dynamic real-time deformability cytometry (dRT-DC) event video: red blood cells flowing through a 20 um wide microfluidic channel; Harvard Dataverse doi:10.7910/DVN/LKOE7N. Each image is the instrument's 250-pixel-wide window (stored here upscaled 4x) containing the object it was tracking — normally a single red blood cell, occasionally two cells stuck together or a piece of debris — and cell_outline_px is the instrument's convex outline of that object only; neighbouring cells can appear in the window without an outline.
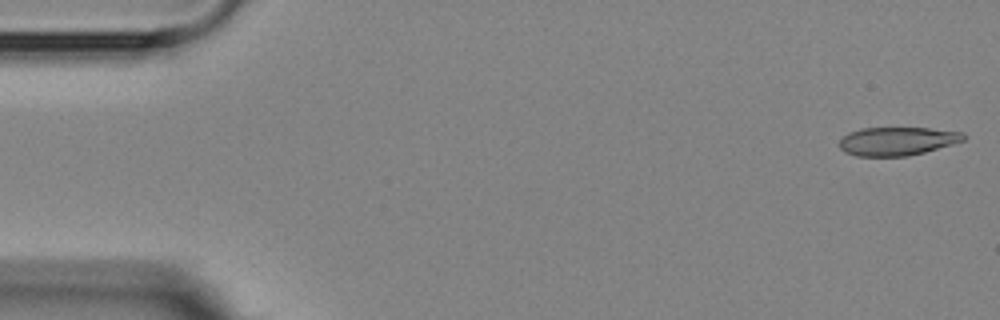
{"species": "Egyptian fruit bat (a non-hibernating species)", "species_latin": "Rousettus aegyptiacus", "temperature_condition": "room temperature", "stored_images_in_passage": 5, "camera_frame_rate_fps": 3000, "um_per_image_px": 0.085, "animal": {"sex": "female"}, "frame": {"image": 1, "passage_image": 1, "time_ms": 0.0, "image_size_px": [1000, 320], "cell_outline_px": [[968, 136], [964, 140], [952, 144], [924, 152], [908, 156], [856, 156], [844, 152], [840, 148], [840, 140], [848, 132], [860, 128], [928, 128], [964, 132]], "centroid_in_image_um": [76.27, 11.99], "position_along_channel_um": 8.7, "area_um2": 20.63}}
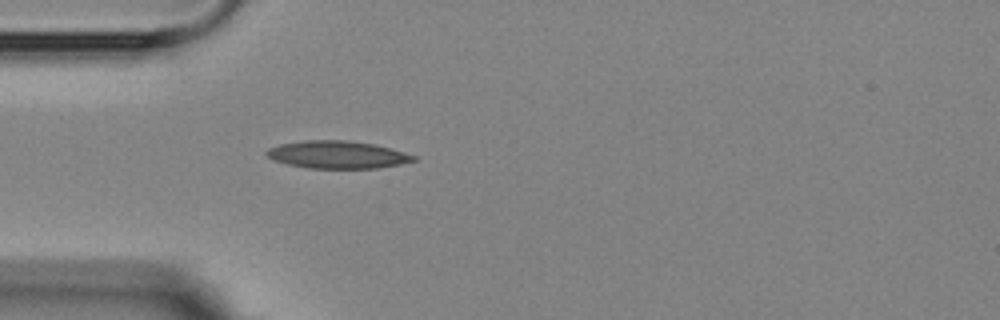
{"frame": {"image": 2, "passage_image": 5, "time_ms": 4.667, "image_size_px": [1000, 320], "cell_outline_px": [[416, 160], [400, 164], [376, 168], [308, 168], [288, 164], [272, 160], [264, 152], [268, 148], [280, 144], [304, 140], [348, 140], [372, 144], [404, 152], [416, 156]], "centroid_in_image_um": [28.63, 13.14], "position_along_channel_um": 56.4, "area_um2": 23.47}}